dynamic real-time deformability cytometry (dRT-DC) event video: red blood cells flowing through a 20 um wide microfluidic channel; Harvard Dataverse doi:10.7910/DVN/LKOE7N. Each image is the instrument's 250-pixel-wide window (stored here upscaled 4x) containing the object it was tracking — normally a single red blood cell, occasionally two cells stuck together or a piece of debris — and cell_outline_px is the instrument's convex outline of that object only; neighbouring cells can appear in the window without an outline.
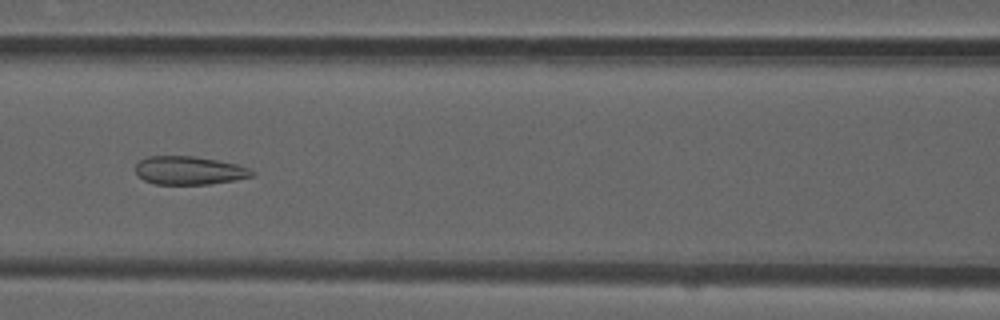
{"species": "common noctule bat (a hibernating species)", "species_latin": "Nyctalus noctula", "temperature_condition": "room temperature", "stored_images_in_passage": 52, "camera_frame_rate_fps": 3000, "um_per_image_px": 0.085, "animal": {"sex": "male", "forearm_length_mm": 52.5}, "frame": {"image": 1, "passage_image": 23, "time_ms": 7.333, "image_size_px": [1000, 320], "cell_outline_px": [[256, 172], [252, 176], [236, 180], [208, 184], [156, 184], [144, 180], [136, 176], [136, 164], [140, 160], [148, 156], [196, 156], [236, 164], [248, 168]], "centroid_in_image_um": [16.06, 14.49], "position_along_channel_um": 150.5, "area_um2": 19.25}}
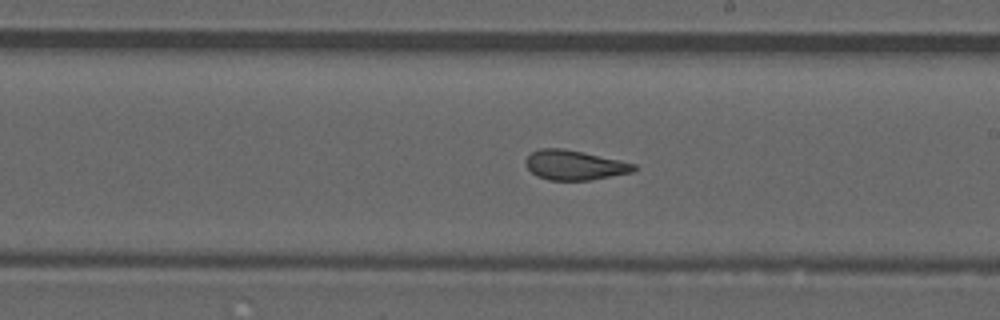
{"frame": {"image": 2, "passage_image": 30, "time_ms": 9.667, "image_size_px": [1000, 320], "cell_outline_px": [[636, 168], [632, 172], [592, 180], [548, 180], [536, 176], [524, 164], [524, 160], [532, 152], [540, 148], [560, 148], [584, 152], [620, 160], [636, 164]], "centroid_in_image_um": [48.81, 14.03], "position_along_channel_um": 240.2, "area_um2": 18.79}}
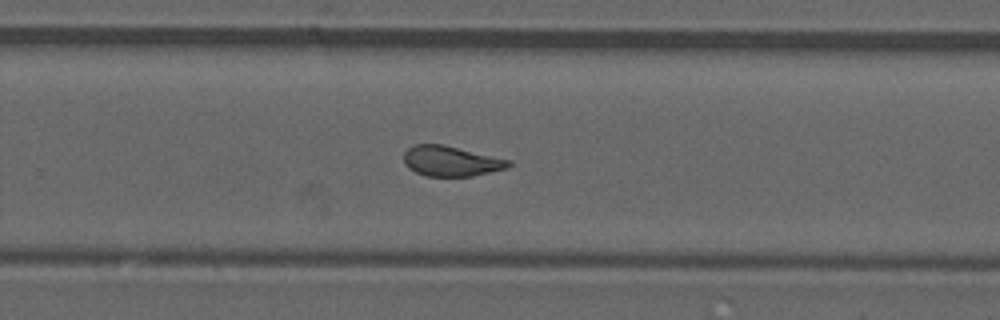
{"frame": {"image": 3, "passage_image": 34, "time_ms": 11.0, "image_size_px": [1000, 320], "cell_outline_px": [[512, 164], [508, 168], [472, 176], [428, 176], [416, 172], [408, 168], [404, 164], [404, 152], [408, 148], [416, 144], [444, 144], [512, 160]], "centroid_in_image_um": [38.36, 13.69], "position_along_channel_um": 291.4, "area_um2": 18.61}, "authors_computed_cell_mechanics": {"area_um2": 19.652, "velocity_mm_per_s": 3.8607, "shape_relaxation_time_tau1_ms": null, "shape_relaxation_time_tau2_ms": 1.3943, "deformation_change_tau1": null, "deformation_change_tau2": 0.0883}}